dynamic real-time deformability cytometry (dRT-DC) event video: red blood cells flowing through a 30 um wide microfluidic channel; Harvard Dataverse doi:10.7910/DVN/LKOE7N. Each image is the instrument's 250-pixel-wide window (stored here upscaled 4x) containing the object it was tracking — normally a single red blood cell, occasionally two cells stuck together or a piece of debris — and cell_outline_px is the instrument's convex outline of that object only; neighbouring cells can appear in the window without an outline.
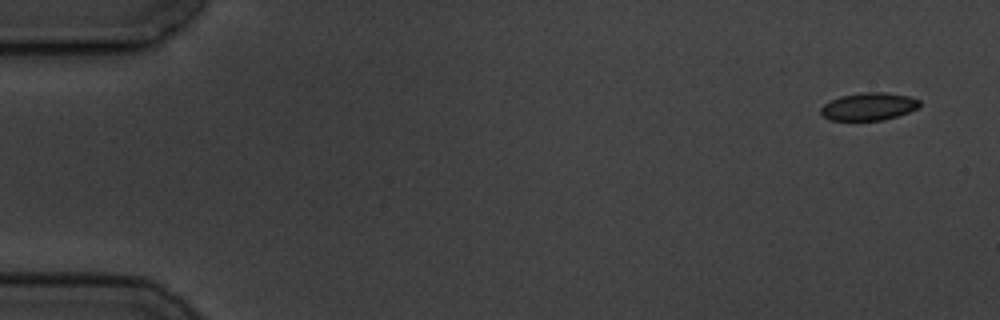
{"species": "common noctule bat (a hibernating species)", "species_latin": "Nyctalus noctula", "temperature_condition": "cold", "stored_images_in_passage": 8, "camera_frame_rate_fps": 3000, "um_per_image_px": 0.085, "animal": {"sex": "male", "body_mass_g": 19.5, "forearm_length_mm": 54.6}, "frame": {"image": 1, "passage_image": 1, "time_ms": 0.0, "image_size_px": [1000, 320], "cell_outline_px": [[920, 104], [916, 108], [908, 112], [884, 120], [828, 120], [820, 116], [820, 108], [824, 104], [840, 96], [860, 92], [884, 92], [908, 96], [920, 100]], "centroid_in_image_um": [73.79, 9.05], "position_along_channel_um": 11.2, "area_um2": 15.95}}
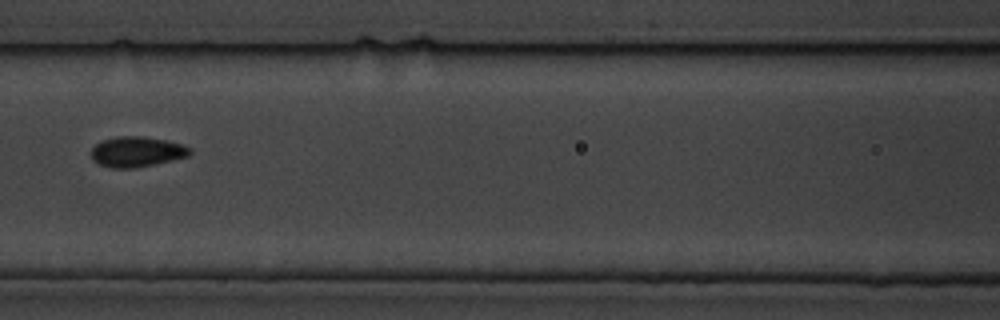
{"frame": {"image": 2, "passage_image": 7, "time_ms": 7.667, "image_size_px": [1000, 320], "cell_outline_px": [[192, 152], [188, 156], [172, 160], [132, 168], [108, 168], [92, 160], [92, 148], [96, 144], [104, 140], [116, 136], [144, 136], [164, 140], [180, 144], [192, 148]], "centroid_in_image_um": [11.62, 12.9], "position_along_channel_um": 155.0, "area_um2": 17.28}}
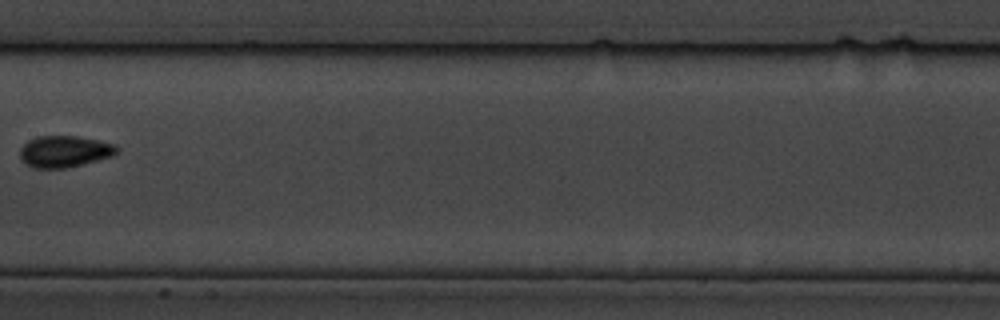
{"frame": {"image": 3, "passage_image": 8, "time_ms": 9.0, "image_size_px": [1000, 320], "cell_outline_px": [[120, 148], [112, 156], [68, 168], [32, 168], [20, 156], [20, 148], [28, 140], [36, 136], [76, 136], [116, 144]], "centroid_in_image_um": [5.49, 12.87], "position_along_channel_um": 201.9, "area_um2": 17.74}}